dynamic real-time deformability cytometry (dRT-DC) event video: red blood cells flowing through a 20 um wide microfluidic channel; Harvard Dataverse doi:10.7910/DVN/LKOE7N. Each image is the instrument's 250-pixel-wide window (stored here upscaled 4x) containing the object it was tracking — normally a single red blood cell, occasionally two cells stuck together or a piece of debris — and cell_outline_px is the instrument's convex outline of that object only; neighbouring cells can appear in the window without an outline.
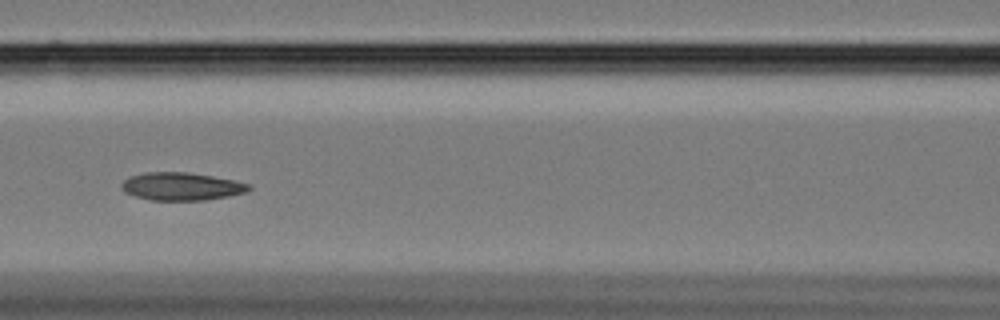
{"species": "Egyptian fruit bat (a non-hibernating species)", "species_latin": "Rousettus aegyptiacus", "temperature_condition": "cold", "stored_images_in_passage": 58, "camera_frame_rate_fps": 3000, "um_per_image_px": 0.085, "animal": {"sex": "female"}, "frame": {"image": 1, "passage_image": 26, "time_ms": 8.333, "image_size_px": [1000, 320], "cell_outline_px": [[252, 188], [244, 192], [228, 196], [204, 200], [152, 200], [136, 196], [124, 192], [120, 188], [120, 184], [128, 176], [144, 172], [188, 172], [212, 176], [252, 184]], "centroid_in_image_um": [15.38, 15.83], "position_along_channel_um": 151.2, "area_um2": 20.69}}
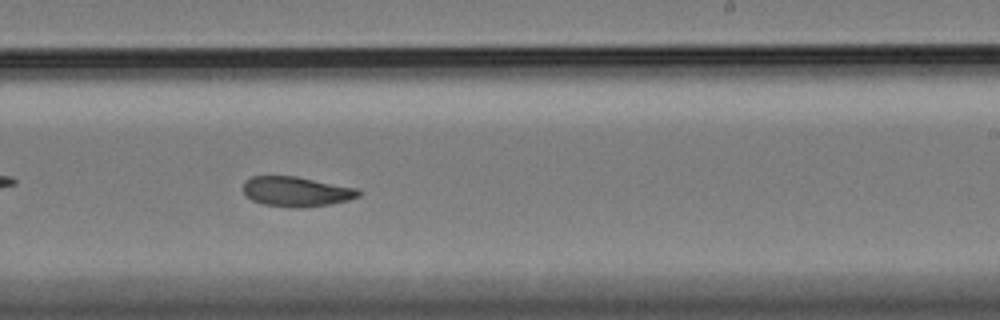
{"frame": {"image": 2, "passage_image": 36, "time_ms": 11.667, "image_size_px": [1000, 320], "cell_outline_px": [[360, 196], [348, 200], [328, 204], [300, 208], [292, 208], [264, 204], [252, 200], [244, 192], [244, 180], [252, 176], [296, 176], [356, 188], [360, 192]], "centroid_in_image_um": [25.17, 16.28], "position_along_channel_um": 263.8, "area_um2": 19.94}}
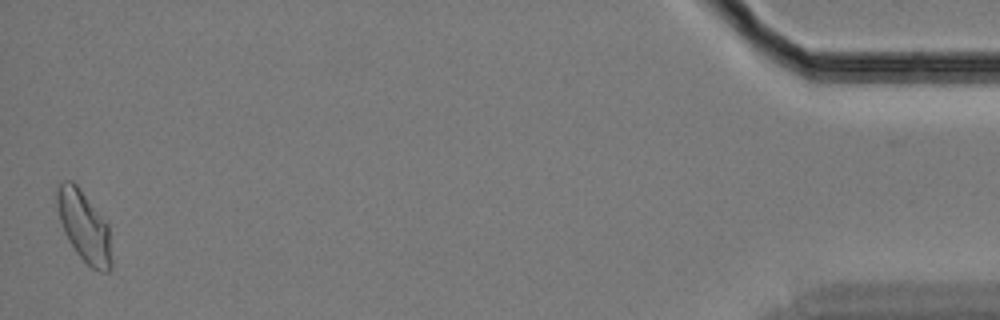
{"frame": {"image": 3, "passage_image": 58, "time_ms": 19.0, "image_size_px": [1000, 320], "cell_outline_px": [[112, 268], [108, 272], [100, 272], [92, 268], [76, 252], [64, 232], [60, 220], [56, 204], [56, 188], [64, 180], [72, 180], [76, 184], [108, 224], [112, 260]], "centroid_in_image_um": [7.15, 19.26], "position_along_channel_um": 428.0, "area_um2": 22.37}, "authors_computed_cell_mechanics": {"area_um2": 21.2126, "velocity_mm_per_s": 3.3942, "shape_relaxation_time_tau1_ms": 6.819, "shape_relaxation_time_tau2_ms": 5.129, "deformation_change_tau1": 0.1662, "deformation_change_tau2": 0.1109}}